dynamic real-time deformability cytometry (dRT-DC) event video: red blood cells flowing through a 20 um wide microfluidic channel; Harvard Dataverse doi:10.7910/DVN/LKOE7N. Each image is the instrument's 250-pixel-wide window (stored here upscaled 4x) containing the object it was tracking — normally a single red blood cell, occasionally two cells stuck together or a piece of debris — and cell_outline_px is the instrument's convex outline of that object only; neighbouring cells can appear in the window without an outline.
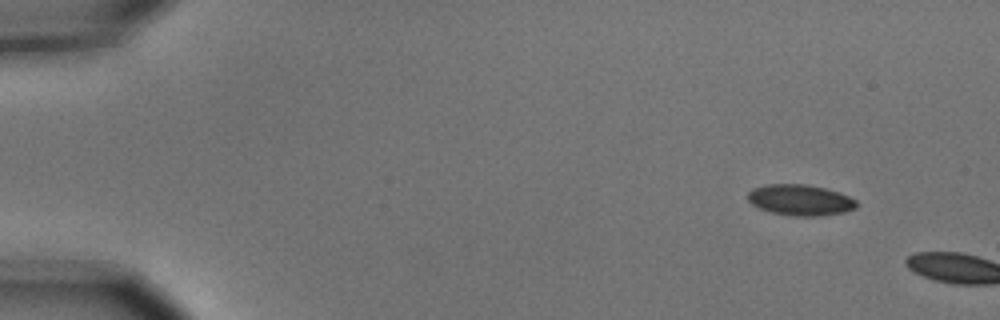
{"species": "common noctule bat (a hibernating species)", "species_latin": "Nyctalus noctula", "temperature_condition": "cold", "stored_images_in_passage": 2, "camera_frame_rate_fps": 3000, "um_per_image_px": 0.085, "animal": {"sex": "male", "body_mass_g": 15.6}, "frame": {"image": 1, "passage_image": 1, "time_ms": 0.0, "image_size_px": [1000, 320], "cell_outline_px": [[856, 208], [844, 212], [820, 216], [796, 216], [772, 212], [760, 208], [752, 204], [748, 200], [748, 192], [752, 188], [768, 184], [804, 184], [824, 188], [840, 192], [856, 200]], "centroid_in_image_um": [68.02, 16.99], "position_along_channel_um": 17.0, "area_um2": 19.48}}